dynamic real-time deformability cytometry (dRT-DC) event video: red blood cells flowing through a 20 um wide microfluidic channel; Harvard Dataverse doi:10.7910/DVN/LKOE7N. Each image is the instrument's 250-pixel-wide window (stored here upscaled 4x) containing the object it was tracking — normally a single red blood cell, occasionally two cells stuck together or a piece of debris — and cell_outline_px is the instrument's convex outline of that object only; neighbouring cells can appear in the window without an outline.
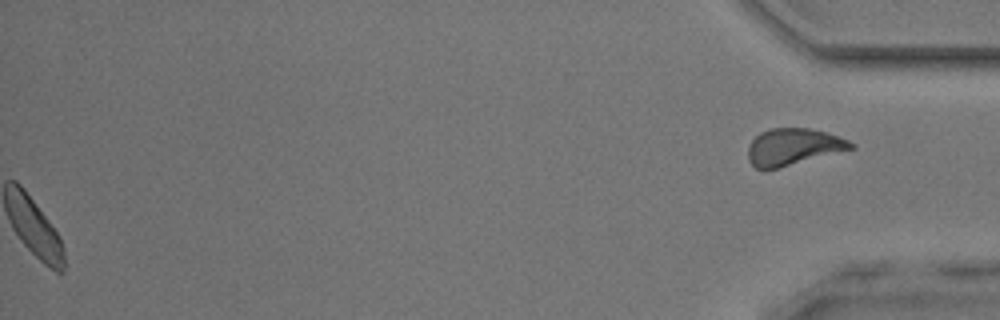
{"species": "common noctule bat (a hibernating species)", "species_latin": "Nyctalus noctula", "temperature_condition": "room temperature", "stored_images_in_passage": 32, "segment_of_instrument_passage": [2, 2], "camera_frame_rate_fps": 3000, "um_per_image_px": 0.085, "animal": {"sex": "male", "body_mass_g": 17.9, "forearm_length_mm": 54.2}, "frame": {"image": 1, "passage_image": 32, "time_ms": 10.333, "image_size_px": [1000, 320], "cell_outline_px": [[856, 148], [780, 168], [756, 168], [748, 160], [748, 144], [760, 132], [772, 128], [808, 128], [824, 132], [848, 140], [856, 144]], "centroid_in_image_um": [67.43, 12.48], "position_along_channel_um": 367.8, "area_um2": 22.02}}